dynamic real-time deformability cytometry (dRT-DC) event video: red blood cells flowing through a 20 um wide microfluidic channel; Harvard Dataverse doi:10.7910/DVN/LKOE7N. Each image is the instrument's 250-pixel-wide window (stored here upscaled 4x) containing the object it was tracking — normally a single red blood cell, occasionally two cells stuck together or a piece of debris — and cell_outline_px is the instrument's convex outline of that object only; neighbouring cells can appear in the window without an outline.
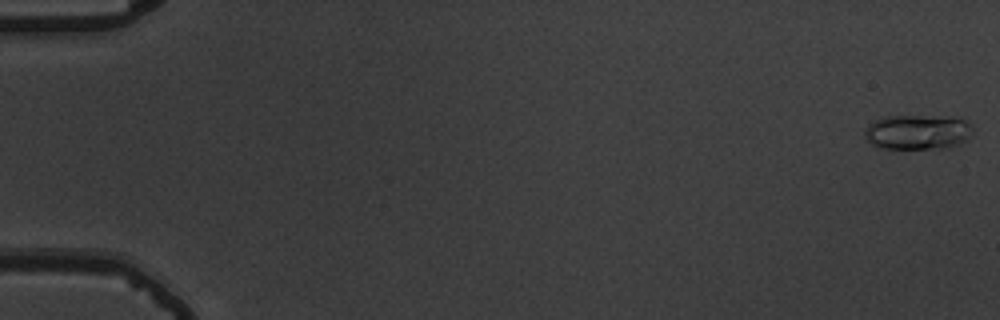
{"species": "common noctule bat (a hibernating species)", "species_latin": "Nyctalus noctula", "temperature_condition": "warm", "stored_images_in_passage": 57, "camera_frame_rate_fps": 3000, "um_per_image_px": 0.085, "animal": {"sex": "male", "body_mass_g": 19.5, "forearm_length_mm": 54.6}, "frame": {"image": 1, "passage_image": 1, "time_ms": 0.0, "image_size_px": [1000, 320], "cell_outline_px": [[972, 132], [968, 140], [960, 144], [944, 148], [880, 148], [872, 144], [868, 140], [864, 132], [868, 124], [872, 120], [884, 116], [920, 116], [964, 120], [972, 128]], "centroid_in_image_um": [77.95, 11.24], "position_along_channel_um": 7.1, "area_um2": 21.62}}
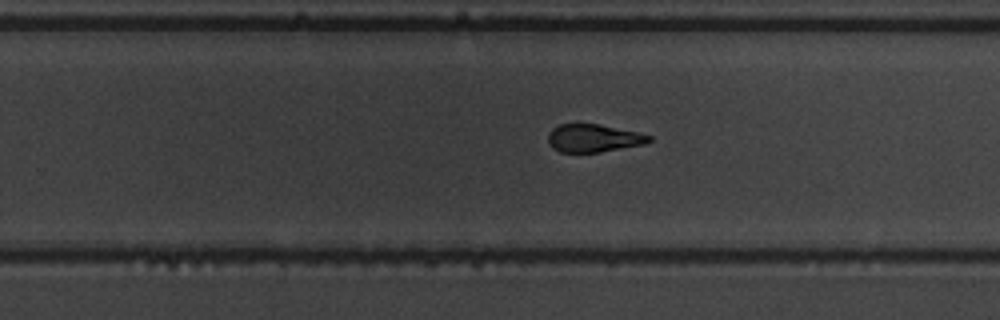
{"frame": {"image": 2, "passage_image": 37, "time_ms": 12.0, "image_size_px": [1000, 320], "cell_outline_px": [[652, 140], [644, 144], [600, 152], [560, 152], [552, 148], [548, 144], [548, 132], [552, 128], [560, 124], [600, 124], [636, 132], [652, 136]], "centroid_in_image_um": [50.41, 11.74], "position_along_channel_um": 279.4, "area_um2": 16.42}}
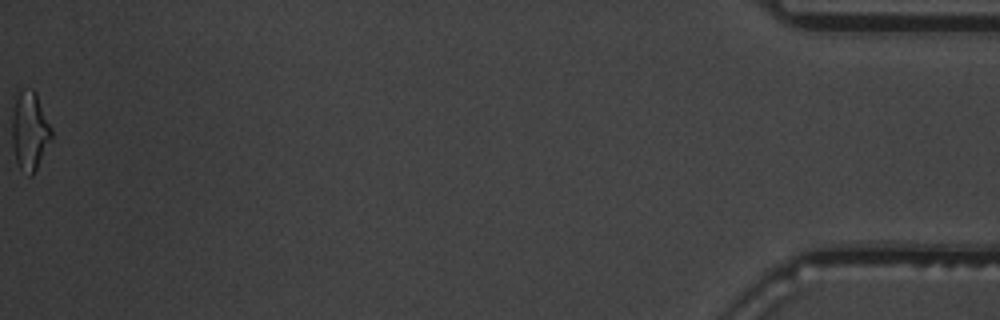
{"frame": {"image": 3, "passage_image": 57, "time_ms": 18.667, "image_size_px": [1000, 320], "cell_outline_px": [[52, 140], [32, 176], [28, 176], [20, 168], [16, 160], [12, 148], [12, 112], [16, 96], [24, 88], [32, 88], [36, 92], [52, 128]], "centroid_in_image_um": [2.53, 11.12], "position_along_channel_um": 432.7, "area_um2": 18.32}, "authors_computed_cell_mechanics": {"area_um2": 17.8024, "velocity_mm_per_s": 3.6867, "shape_relaxation_time_tau1_ms": 6.0822, "shape_relaxation_time_tau2_ms": 2.2179, "deformation_change_tau1": 0.2237, "deformation_change_tau2": 0.089}}